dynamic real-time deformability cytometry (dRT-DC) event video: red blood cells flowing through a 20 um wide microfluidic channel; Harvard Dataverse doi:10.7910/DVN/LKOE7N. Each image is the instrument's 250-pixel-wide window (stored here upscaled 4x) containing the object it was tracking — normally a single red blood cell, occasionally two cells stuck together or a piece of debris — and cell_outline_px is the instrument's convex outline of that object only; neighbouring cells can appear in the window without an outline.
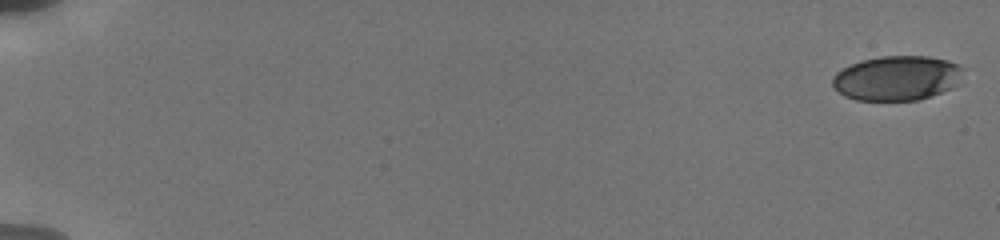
{"species": "human", "species_latin": "Homo sapiens", "temperature_condition": "cold", "stored_images_in_passage": 44, "camera_frame_rate_fps": 3000, "um_per_image_px": 0.085, "donor": {"sex": "male"}, "frame": {"image": 1, "passage_image": 1, "time_ms": 0.0, "image_size_px": [1000, 240], "cell_outline_px": [[960, 84], [952, 88], [916, 100], [856, 100], [844, 96], [832, 84], [832, 76], [836, 72], [852, 64], [864, 60], [880, 56], [928, 56], [948, 60], [956, 64], [960, 68]], "centroid_in_image_um": [76.22, 6.64], "position_along_channel_um": 8.8, "area_um2": 33.7}}
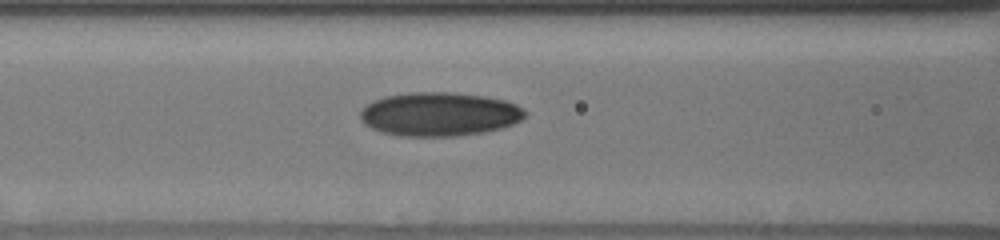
{"frame": {"image": 2, "passage_image": 20, "time_ms": 8.333, "image_size_px": [1000, 240], "cell_outline_px": [[528, 112], [520, 120], [512, 124], [500, 128], [484, 132], [456, 136], [400, 136], [380, 132], [364, 124], [360, 120], [360, 112], [372, 100], [384, 96], [412, 92], [452, 92], [484, 96], [504, 100], [516, 104], [524, 108]], "centroid_in_image_um": [37.33, 9.7], "position_along_channel_um": 129.3, "area_um2": 42.19}}
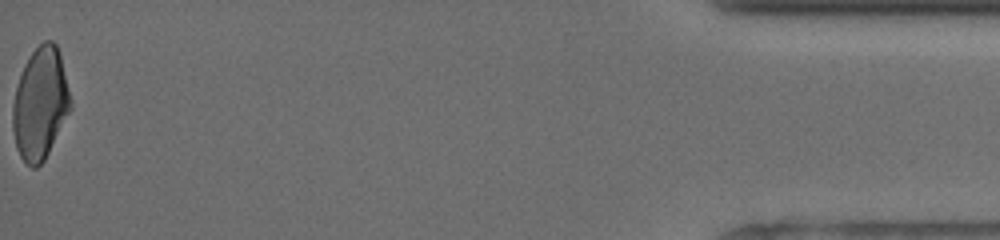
{"frame": {"image": 3, "passage_image": 44, "time_ms": 18.333, "image_size_px": [1000, 240], "cell_outline_px": [[72, 108], [44, 160], [36, 168], [32, 168], [20, 156], [16, 148], [12, 128], [12, 104], [16, 88], [24, 64], [32, 52], [44, 40], [52, 40], [56, 44], [60, 52], [72, 100]], "centroid_in_image_um": [3.43, 8.79], "position_along_channel_um": 431.8, "area_um2": 37.86}, "authors_computed_cell_mechanics": {"area_um2": 38.5815, "velocity_mm_per_s": 3.8442, "shape_relaxation_time_tau1_ms": 10.3309, "shape_relaxation_time_tau2_ms": 2.0225, "deformation_change_tau1": 0.2426, "deformation_change_tau2": 0.0714}}